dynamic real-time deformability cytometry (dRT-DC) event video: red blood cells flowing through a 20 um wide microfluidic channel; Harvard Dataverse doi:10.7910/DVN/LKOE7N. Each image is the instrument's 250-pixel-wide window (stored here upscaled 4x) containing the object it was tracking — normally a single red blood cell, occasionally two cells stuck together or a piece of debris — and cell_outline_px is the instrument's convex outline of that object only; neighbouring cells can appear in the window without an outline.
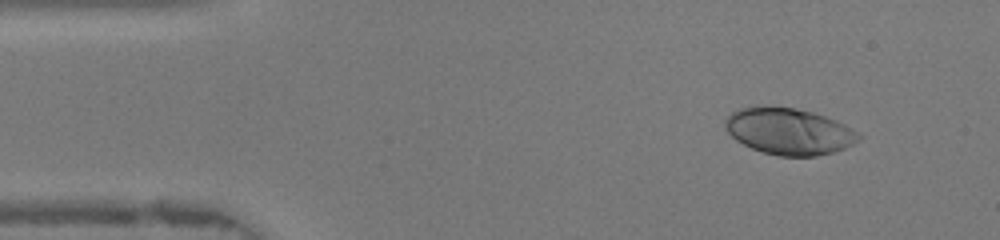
{"species": "human", "species_latin": "Homo sapiens", "temperature_condition": "warm", "stored_images_in_passage": 46, "camera_frame_rate_fps": 3000, "um_per_image_px": 0.085, "donor": {"sex": "female"}, "frame": {"image": 1, "passage_image": 5, "time_ms": 1.333, "image_size_px": [1000, 240], "cell_outline_px": [[860, 140], [844, 148], [832, 152], [816, 156], [780, 156], [764, 152], [752, 148], [736, 140], [728, 132], [724, 124], [724, 120], [732, 112], [740, 108], [760, 104], [768, 104], [796, 108], [812, 112], [836, 120], [844, 124], [856, 132], [860, 136]], "centroid_in_image_um": [67.02, 11.13], "position_along_channel_um": 18.0, "area_um2": 36.36}}
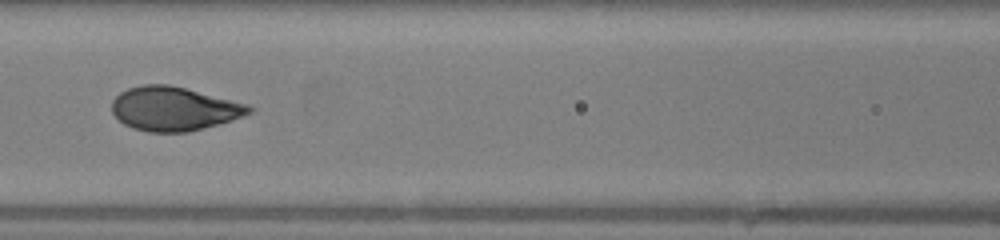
{"frame": {"image": 2, "passage_image": 20, "time_ms": 6.333, "image_size_px": [1000, 240], "cell_outline_px": [[256, 108], [252, 112], [244, 116], [232, 120], [188, 132], [148, 132], [132, 128], [124, 124], [112, 112], [112, 100], [120, 92], [128, 88], [144, 84], [168, 84], [248, 104]], "centroid_in_image_um": [14.79, 9.24], "position_along_channel_um": 151.8, "area_um2": 35.03}}
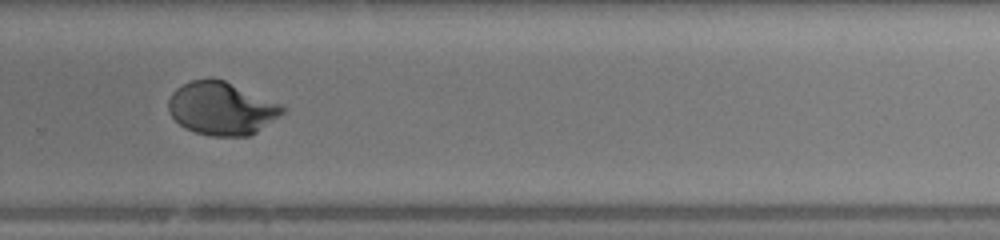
{"frame": {"image": 3, "passage_image": 31, "time_ms": 10.0, "image_size_px": [1000, 240], "cell_outline_px": [[288, 108], [280, 116], [252, 136], [212, 136], [196, 132], [184, 128], [168, 112], [168, 100], [172, 92], [176, 88], [192, 80], [224, 80], [280, 104]], "centroid_in_image_um": [18.84, 9.25], "position_along_channel_um": 311.0, "area_um2": 34.97}, "authors_computed_cell_mechanics": {"area_um2": 35.4025, "velocity_mm_per_s": 4.3517, "shape_relaxation_time_tau1_ms": 4.3942, "shape_relaxation_time_tau2_ms": null, "deformation_change_tau1": 0.2332, "deformation_change_tau2": null}}